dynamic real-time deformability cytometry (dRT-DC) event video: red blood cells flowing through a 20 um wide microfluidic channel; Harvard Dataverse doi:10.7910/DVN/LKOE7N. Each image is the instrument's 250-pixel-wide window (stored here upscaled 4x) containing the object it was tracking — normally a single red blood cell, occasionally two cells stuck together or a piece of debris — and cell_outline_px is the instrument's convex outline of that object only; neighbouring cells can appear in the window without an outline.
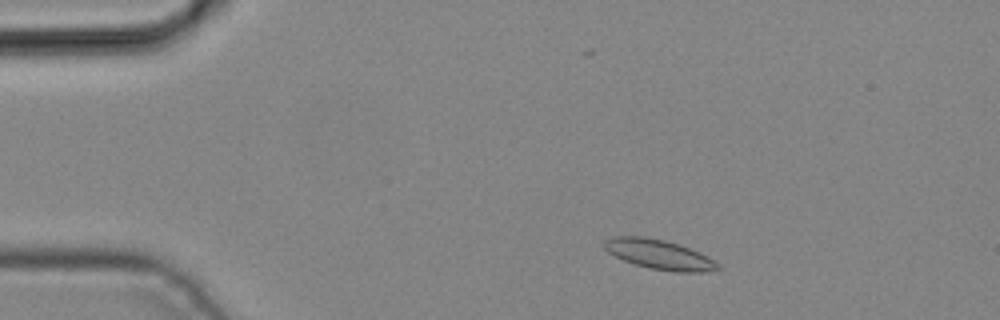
{"species": "common noctule bat (a hibernating species)", "species_latin": "Nyctalus noctula", "temperature_condition": "cold", "stored_images_in_passage": 5, "camera_frame_rate_fps": 3000, "um_per_image_px": 0.085, "animal": {"sex": "male", "body_mass_g": 19.2, "forearm_length_mm": 51.8}, "frame": {"image": 1, "passage_image": 2, "time_ms": 0.333, "image_size_px": [1000, 320], "cell_outline_px": [[720, 268], [704, 272], [672, 272], [652, 268], [636, 264], [624, 260], [608, 252], [604, 248], [604, 240], [612, 236], [644, 236], [664, 240], [680, 244], [700, 252], [720, 264]], "centroid_in_image_um": [56.04, 21.62], "position_along_channel_um": 29.0, "area_um2": 19.59}}
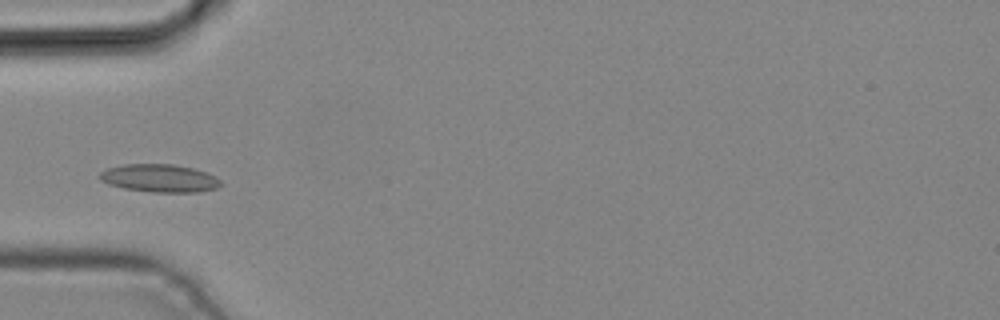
{"frame": {"image": 2, "passage_image": 4, "time_ms": 1.0, "image_size_px": [1000, 320], "cell_outline_px": [[224, 184], [216, 188], [196, 192], [152, 192], [124, 188], [108, 184], [100, 180], [100, 172], [108, 168], [124, 164], [172, 164], [192, 168], [208, 172], [216, 176]], "centroid_in_image_um": [13.59, 15.14], "position_along_channel_um": 71.4, "area_um2": 19.71}}
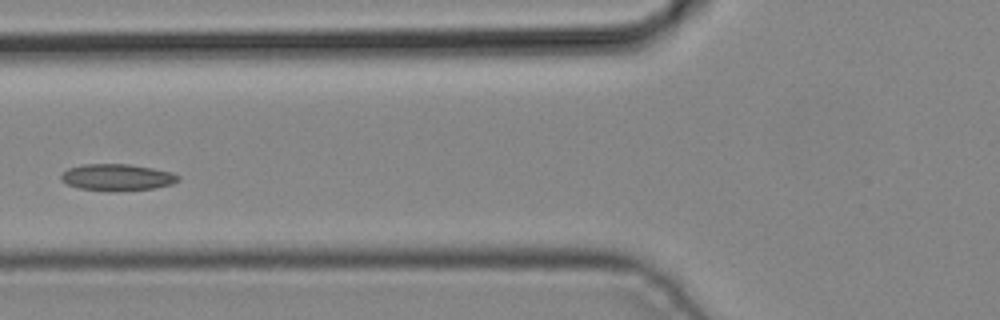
{"frame": {"image": 3, "passage_image": 5, "time_ms": 1.333, "image_size_px": [1000, 320], "cell_outline_px": [[180, 180], [172, 184], [152, 188], [112, 192], [108, 192], [80, 188], [68, 184], [60, 180], [60, 176], [68, 168], [84, 164], [128, 164], [152, 168], [172, 172], [180, 176]], "centroid_in_image_um": [9.95, 15.08], "position_along_channel_um": 115.8, "area_um2": 18.26}}